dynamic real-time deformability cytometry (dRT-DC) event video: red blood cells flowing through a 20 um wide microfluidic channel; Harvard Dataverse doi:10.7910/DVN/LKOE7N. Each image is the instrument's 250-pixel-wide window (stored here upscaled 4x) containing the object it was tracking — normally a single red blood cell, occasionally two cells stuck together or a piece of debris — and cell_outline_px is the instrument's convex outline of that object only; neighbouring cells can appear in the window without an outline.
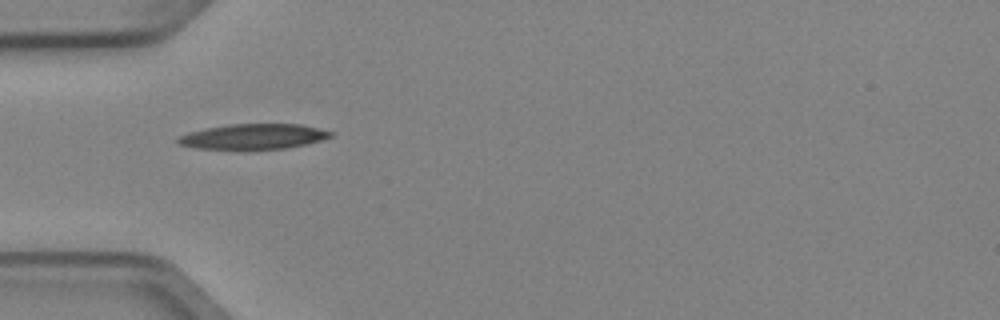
{"species": "Egyptian fruit bat (a non-hibernating species)", "species_latin": "Rousettus aegyptiacus", "temperature_condition": "cold", "stored_images_in_passage": 4, "camera_frame_rate_fps": 3000, "um_per_image_px": 0.085, "animal": {"sex": "female"}, "frame": {"image": 1, "passage_image": 1, "time_ms": 0.0, "image_size_px": [1000, 320], "cell_outline_px": [[332, 136], [308, 144], [284, 148], [248, 152], [196, 148], [180, 144], [176, 140], [180, 136], [188, 132], [204, 128], [228, 124], [300, 124], [320, 128], [332, 132]], "centroid_in_image_um": [21.5, 11.64], "position_along_channel_um": 63.5, "area_um2": 23.35}}
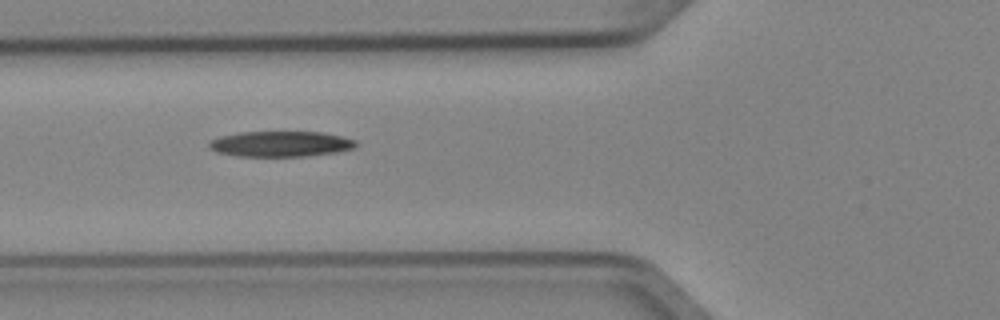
{"frame": {"image": 2, "passage_image": 2, "time_ms": 0.333, "image_size_px": [1000, 320], "cell_outline_px": [[356, 144], [352, 148], [336, 152], [304, 156], [236, 156], [216, 152], [208, 148], [208, 140], [220, 136], [236, 132], [320, 132], [340, 136], [356, 140]], "centroid_in_image_um": [23.75, 12.23], "position_along_channel_um": 102.0, "area_um2": 21.85}}
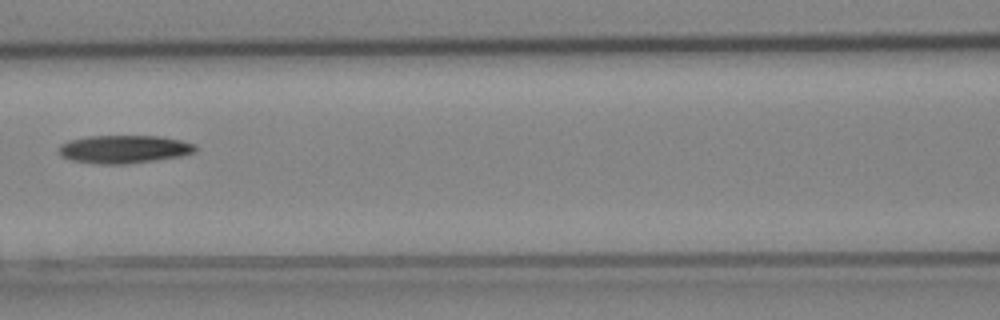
{"frame": {"image": 3, "passage_image": 3, "time_ms": 0.667, "image_size_px": [1000, 320], "cell_outline_px": [[196, 152], [176, 156], [152, 160], [124, 164], [100, 164], [72, 160], [60, 156], [56, 148], [60, 144], [68, 140], [88, 136], [160, 136], [180, 140], [196, 144]], "centroid_in_image_um": [10.47, 12.67], "position_along_channel_um": 156.1, "area_um2": 22.25}}